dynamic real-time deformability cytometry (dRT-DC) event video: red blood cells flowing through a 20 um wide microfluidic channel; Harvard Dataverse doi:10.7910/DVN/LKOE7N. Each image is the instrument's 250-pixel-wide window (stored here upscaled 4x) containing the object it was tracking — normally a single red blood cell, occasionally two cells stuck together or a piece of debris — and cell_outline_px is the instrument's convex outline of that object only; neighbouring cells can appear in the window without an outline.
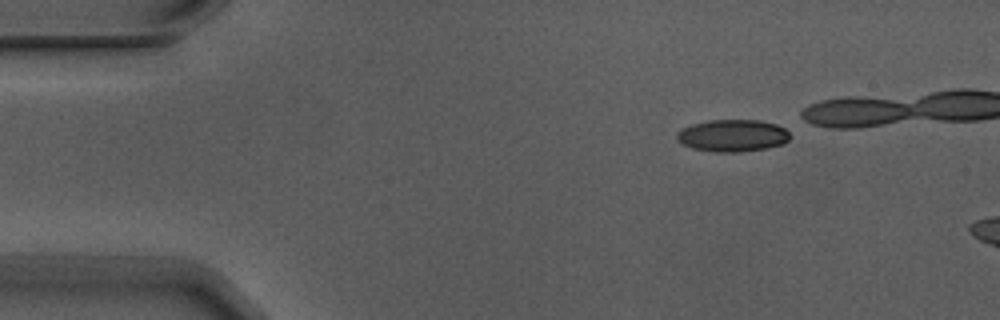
{"species": "Egyptian fruit bat (a non-hibernating species)", "species_latin": "Rousettus aegyptiacus", "temperature_condition": "warm", "stored_images_in_passage": 3, "camera_frame_rate_fps": 3000, "um_per_image_px": 0.085, "animal": {"sex": "male"}, "frame": {"image": 1, "passage_image": 1, "time_ms": 0.0, "image_size_px": [1000, 320], "cell_outline_px": [[788, 140], [784, 144], [768, 148], [740, 152], [712, 152], [692, 148], [676, 140], [676, 132], [680, 128], [692, 124], [708, 120], [760, 120], [776, 124], [784, 128], [788, 132]], "centroid_in_image_um": [62.24, 11.53], "position_along_channel_um": 22.8, "area_um2": 21.39}}